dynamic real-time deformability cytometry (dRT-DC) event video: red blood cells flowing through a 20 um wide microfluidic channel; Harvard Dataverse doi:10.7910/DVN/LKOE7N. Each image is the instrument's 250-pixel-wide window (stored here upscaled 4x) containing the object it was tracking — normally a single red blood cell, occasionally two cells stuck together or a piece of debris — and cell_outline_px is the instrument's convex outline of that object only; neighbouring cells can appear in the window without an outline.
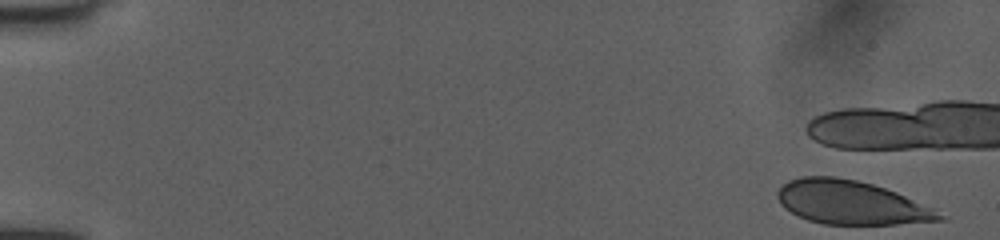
{"species": "human", "species_latin": "Homo sapiens", "temperature_condition": "room temperature", "stored_images_in_passage": 7, "camera_frame_rate_fps": 3000, "um_per_image_px": 0.085, "donor": {"sex": "female"}, "frame": {"image": 1, "passage_image": 1, "time_ms": 0.0, "image_size_px": [1000, 240], "cell_outline_px": [[948, 220], [896, 224], [824, 224], [808, 220], [784, 208], [780, 204], [776, 196], [776, 192], [788, 180], [800, 176], [836, 176], [856, 180], [872, 184], [896, 192], [932, 208], [944, 216]], "centroid_in_image_um": [72.31, 17.21], "position_along_channel_um": 12.7, "area_um2": 41.04}}